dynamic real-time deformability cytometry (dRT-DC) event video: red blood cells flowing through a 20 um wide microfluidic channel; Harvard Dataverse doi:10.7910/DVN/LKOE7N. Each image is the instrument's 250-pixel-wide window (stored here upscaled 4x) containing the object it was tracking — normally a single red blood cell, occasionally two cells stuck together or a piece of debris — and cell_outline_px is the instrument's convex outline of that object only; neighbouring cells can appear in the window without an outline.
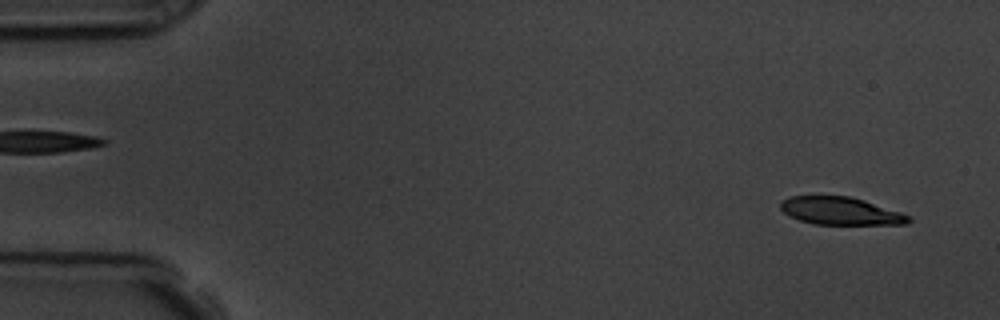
{"species": "common noctule bat (a hibernating species)", "species_latin": "Nyctalus noctula", "temperature_condition": "room temperature", "stored_images_in_passage": 56, "camera_frame_rate_fps": 3000, "um_per_image_px": 0.085, "animal": {"sex": "male", "body_mass_g": 19.5, "forearm_length_mm": 54.6}, "frame": {"image": 1, "passage_image": 3, "time_ms": 0.667, "image_size_px": [1000, 320], "cell_outline_px": [[912, 220], [908, 224], [816, 224], [800, 220], [788, 216], [780, 208], [780, 200], [788, 196], [852, 196], [912, 216]], "centroid_in_image_um": [71.44, 17.93], "position_along_channel_um": 13.6, "area_um2": 20.75}}
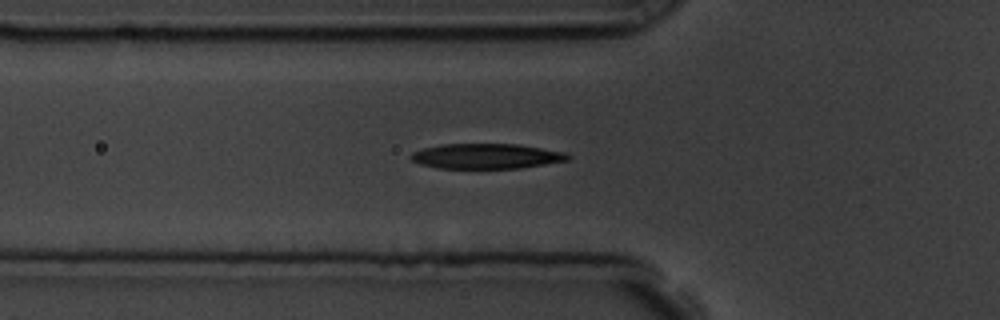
{"frame": {"image": 2, "passage_image": 19, "time_ms": 6.0, "image_size_px": [1000, 320], "cell_outline_px": [[572, 156], [568, 160], [520, 168], [436, 168], [420, 164], [412, 160], [408, 156], [412, 152], [424, 148], [440, 144], [520, 144], [568, 152]], "centroid_in_image_um": [41.36, 13.27], "position_along_channel_um": 84.4, "area_um2": 23.18}}
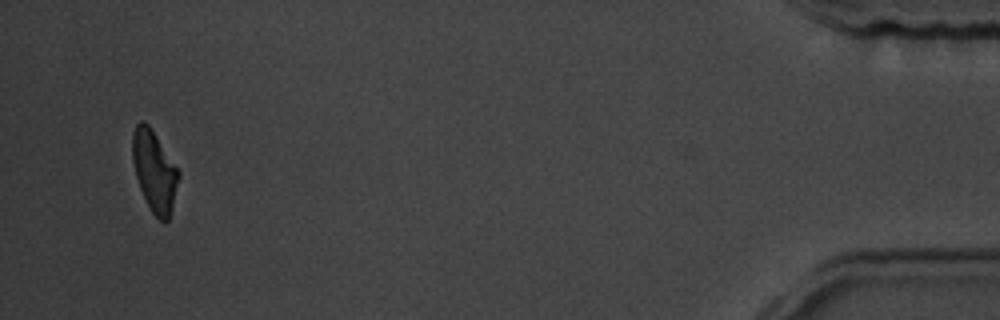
{"frame": {"image": 3, "passage_image": 54, "time_ms": 17.667, "image_size_px": [1000, 320], "cell_outline_px": [[180, 176], [168, 220], [164, 224], [152, 212], [140, 188], [136, 176], [132, 160], [132, 132], [136, 124], [140, 120], [144, 120], [148, 124], [180, 172]], "centroid_in_image_um": [13.11, 14.52], "position_along_channel_um": 422.1, "area_um2": 21.5}, "authors_computed_cell_mechanics": {"area_um2": 22.8599, "velocity_mm_per_s": 3.5869, "shape_relaxation_time_tau1_ms": 2.6564, "shape_relaxation_time_tau2_ms": 3.3738, "deformation_change_tau1": 0.1559, "deformation_change_tau2": 0.1224}}